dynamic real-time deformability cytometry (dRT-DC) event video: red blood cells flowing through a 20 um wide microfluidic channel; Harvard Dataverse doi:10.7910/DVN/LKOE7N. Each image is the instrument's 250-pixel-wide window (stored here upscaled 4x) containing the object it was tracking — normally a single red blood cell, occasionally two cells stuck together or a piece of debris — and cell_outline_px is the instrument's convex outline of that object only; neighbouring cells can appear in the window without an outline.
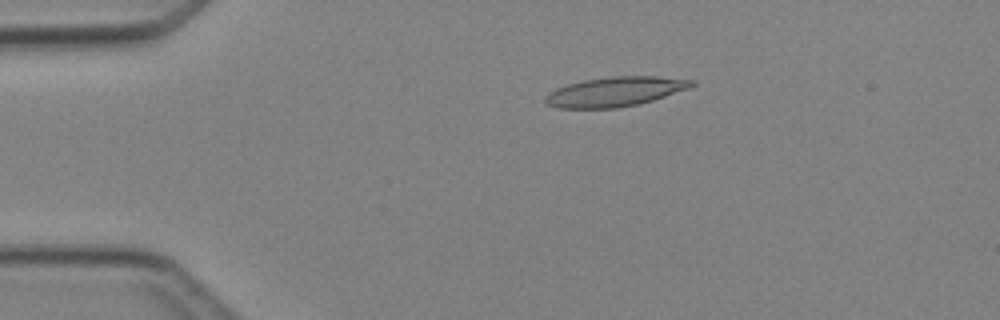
{"species": "Egyptian fruit bat (a non-hibernating species)", "species_latin": "Rousettus aegyptiacus", "temperature_condition": "cold", "stored_images_in_passage": 2, "camera_frame_rate_fps": 3000, "um_per_image_px": 0.085, "animal": {"sex": "female"}, "frame": {"image": 1, "passage_image": 1, "time_ms": 0.0, "image_size_px": [1000, 320], "cell_outline_px": [[696, 84], [688, 88], [640, 104], [616, 108], [556, 108], [548, 104], [544, 100], [544, 96], [556, 88], [568, 84], [584, 80], [608, 76], [656, 76], [696, 80]], "centroid_in_image_um": [52.27, 7.78], "position_along_channel_um": 32.7, "area_um2": 25.2}}